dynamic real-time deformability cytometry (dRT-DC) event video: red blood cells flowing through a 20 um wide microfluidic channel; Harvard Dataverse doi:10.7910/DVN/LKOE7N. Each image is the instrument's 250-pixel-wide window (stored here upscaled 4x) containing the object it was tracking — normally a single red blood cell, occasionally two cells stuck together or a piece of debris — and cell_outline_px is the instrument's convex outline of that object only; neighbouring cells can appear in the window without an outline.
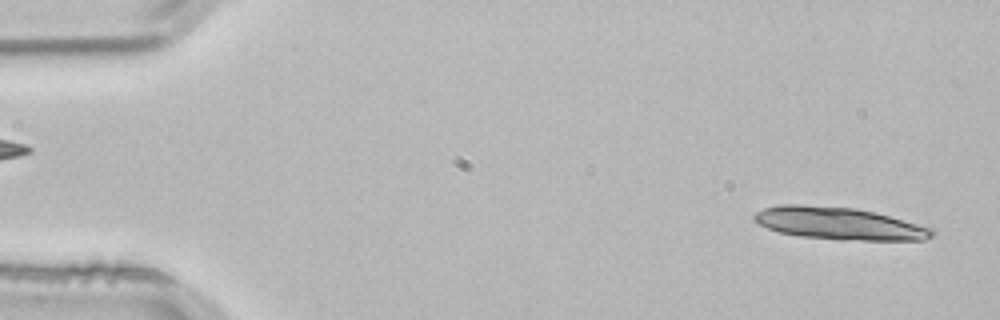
{"species": "common noctule bat (a hibernating species)", "species_latin": "Nyctalus noctula", "temperature_condition": "room temperature", "stored_images_in_passage": 14, "camera_frame_rate_fps": 3000, "um_per_image_px": 0.085, "animal": {"sex": "male", "body_mass_g": 21.5, "forearm_length_mm": 52.0}, "frame": {"image": 1, "passage_image": 2, "time_ms": 0.333, "image_size_px": [1000, 320], "cell_outline_px": [[936, 232], [932, 236], [924, 240], [840, 240], [800, 236], [780, 232], [768, 228], [752, 220], [752, 216], [756, 212], [764, 208], [780, 204], [804, 204], [856, 208], [876, 212], [932, 228]], "centroid_in_image_um": [71.31, 18.99], "position_along_channel_um": 13.7, "area_um2": 33.7}}